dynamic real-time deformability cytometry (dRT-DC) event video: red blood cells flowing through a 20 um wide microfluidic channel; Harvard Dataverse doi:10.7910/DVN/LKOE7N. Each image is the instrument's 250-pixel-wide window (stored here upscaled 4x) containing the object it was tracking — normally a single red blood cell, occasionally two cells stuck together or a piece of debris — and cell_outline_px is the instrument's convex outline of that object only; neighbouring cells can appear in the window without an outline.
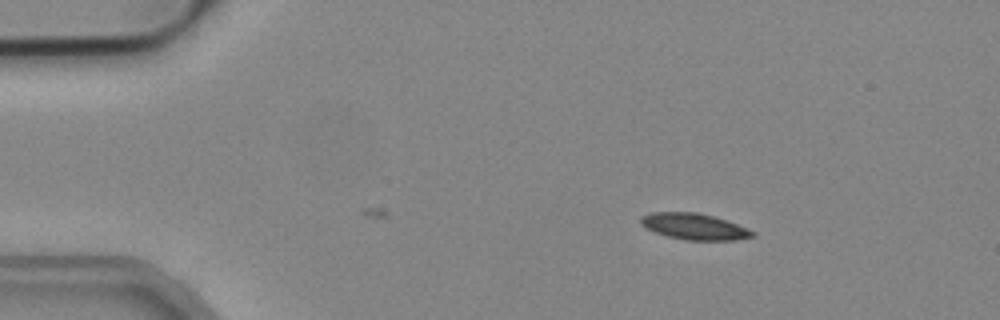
{"species": "common noctule bat (a hibernating species)", "species_latin": "Nyctalus noctula", "temperature_condition": "cold", "stored_images_in_passage": 11, "camera_frame_rate_fps": 3000, "um_per_image_px": 0.085, "animal": {"sex": "male", "body_mass_g": 19.2, "forearm_length_mm": 51.8}, "frame": {"image": 1, "passage_image": 11, "time_ms": 3.333, "image_size_px": [1000, 320], "cell_outline_px": [[756, 236], [736, 240], [684, 240], [668, 236], [656, 232], [640, 224], [640, 216], [648, 212], [696, 212], [712, 216], [748, 228], [756, 232]], "centroid_in_image_um": [59.01, 19.25], "position_along_channel_um": 26.0, "area_um2": 17.05}}